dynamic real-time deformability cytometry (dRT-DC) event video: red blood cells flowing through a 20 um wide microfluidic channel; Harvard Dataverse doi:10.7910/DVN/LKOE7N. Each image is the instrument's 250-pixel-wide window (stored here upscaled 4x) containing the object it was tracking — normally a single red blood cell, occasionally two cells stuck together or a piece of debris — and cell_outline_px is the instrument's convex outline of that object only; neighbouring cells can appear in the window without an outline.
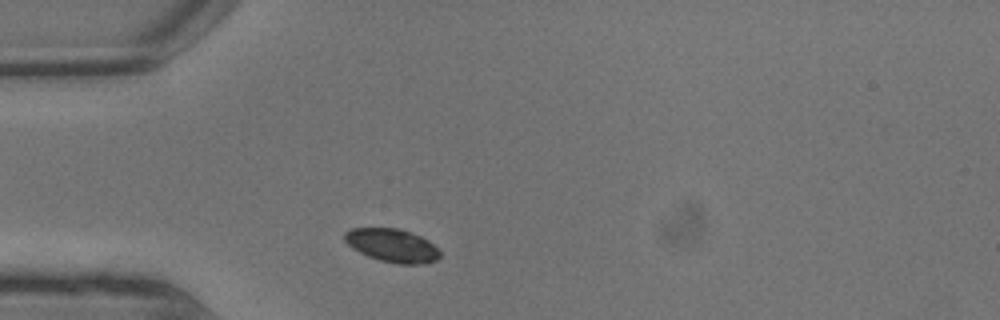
{"species": "common noctule bat (a hibernating species)", "species_latin": "Nyctalus noctula", "temperature_condition": "warm", "stored_images_in_passage": 5, "camera_frame_rate_fps": 3000, "um_per_image_px": 0.085, "animal": {"sex": "male", "body_mass_g": 13.3}, "frame": {"image": 1, "passage_image": 1, "time_ms": 0.0, "image_size_px": [1000, 320], "cell_outline_px": [[440, 256], [436, 260], [424, 264], [396, 264], [380, 260], [368, 256], [352, 248], [344, 240], [344, 232], [352, 228], [396, 228], [412, 232], [428, 240], [440, 252]], "centroid_in_image_um": [33.33, 20.86], "position_along_channel_um": 51.7, "area_um2": 18.5}}
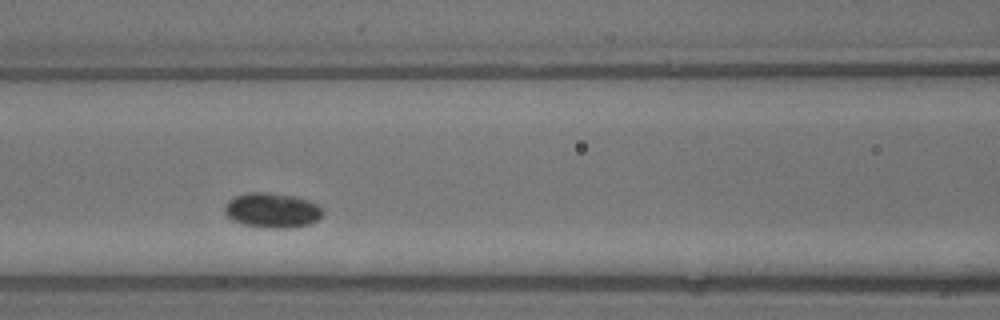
{"frame": {"image": 2, "passage_image": 4, "time_ms": 1.0, "image_size_px": [1000, 320], "cell_outline_px": [[324, 212], [316, 220], [308, 224], [288, 228], [264, 228], [244, 224], [232, 220], [224, 212], [224, 208], [228, 200], [236, 196], [248, 192], [268, 192], [292, 196], [308, 200], [316, 204]], "centroid_in_image_um": [23.1, 17.88], "position_along_channel_um": 143.5, "area_um2": 19.77}}
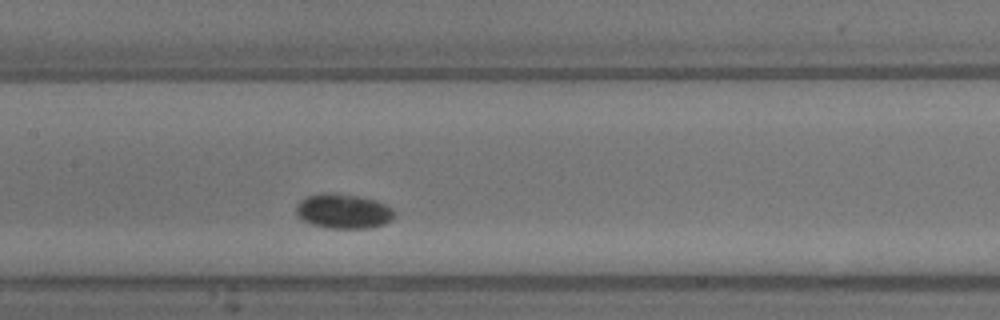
{"frame": {"image": 3, "passage_image": 5, "time_ms": 1.333, "image_size_px": [1000, 320], "cell_outline_px": [[396, 212], [392, 220], [384, 224], [368, 228], [324, 228], [308, 224], [300, 220], [296, 212], [296, 204], [300, 200], [308, 196], [320, 192], [332, 192], [360, 196], [384, 204], [392, 208]], "centroid_in_image_um": [29.14, 17.95], "position_along_channel_um": 178.3, "area_um2": 20.23}}